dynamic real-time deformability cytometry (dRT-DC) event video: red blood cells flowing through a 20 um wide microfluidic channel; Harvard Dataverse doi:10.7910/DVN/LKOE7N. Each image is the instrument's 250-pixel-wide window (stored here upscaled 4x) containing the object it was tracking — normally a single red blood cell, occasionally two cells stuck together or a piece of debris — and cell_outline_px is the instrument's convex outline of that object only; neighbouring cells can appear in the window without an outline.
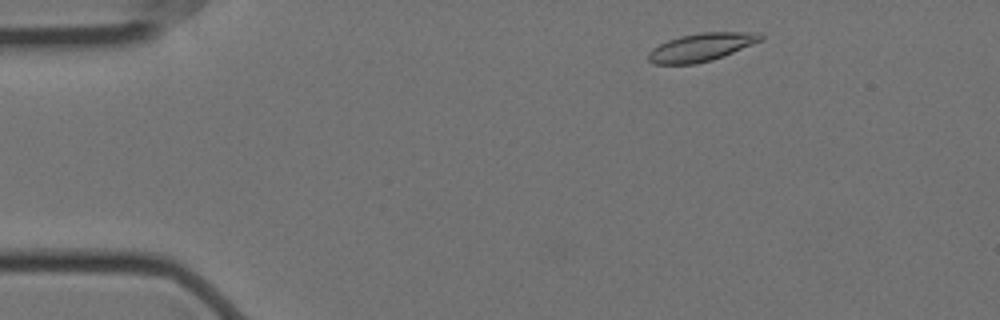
{"species": "Egyptian fruit bat (a non-hibernating species)", "species_latin": "Rousettus aegyptiacus", "temperature_condition": "cold", "stored_images_in_passage": 52, "camera_frame_rate_fps": 3000, "um_per_image_px": 0.085, "animal": {"sex": "female"}, "frame": {"image": 1, "passage_image": 3, "time_ms": 0.667, "image_size_px": [1000, 320], "cell_outline_px": [[764, 40], [724, 56], [712, 60], [696, 64], [652, 64], [648, 60], [648, 52], [652, 48], [668, 40], [680, 36], [704, 32], [760, 32], [764, 36]], "centroid_in_image_um": [59.64, 4.01], "position_along_channel_um": 25.4, "area_um2": 18.55}}
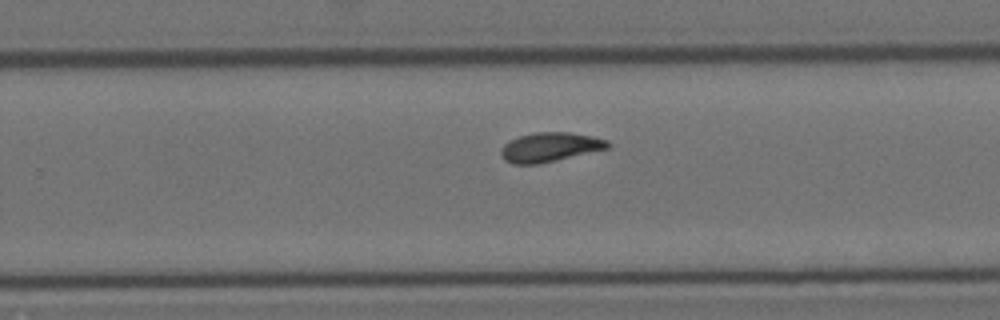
{"frame": {"image": 2, "passage_image": 31, "time_ms": 10.0, "image_size_px": [1000, 320], "cell_outline_px": [[608, 148], [540, 164], [512, 164], [504, 160], [500, 152], [500, 148], [504, 144], [520, 136], [532, 132], [572, 132], [592, 136], [608, 140]], "centroid_in_image_um": [46.71, 12.5], "position_along_channel_um": 283.1, "area_um2": 18.21}}
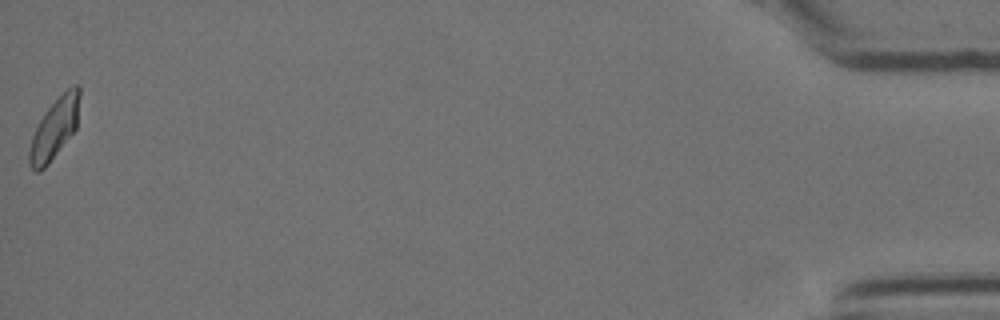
{"frame": {"image": 3, "passage_image": 52, "time_ms": 17.0, "image_size_px": [1000, 320], "cell_outline_px": [[80, 96], [76, 128], [48, 164], [40, 172], [36, 172], [28, 164], [28, 152], [32, 136], [44, 112], [72, 84], [76, 84], [80, 88]], "centroid_in_image_um": [4.62, 10.94], "position_along_channel_um": 430.6, "area_um2": 17.51}, "authors_computed_cell_mechanics": {"area_um2": 17.918, "velocity_mm_per_s": 3.491, "shape_relaxation_time_tau1_ms": 4.3856, "shape_relaxation_time_tau2_ms": 5.5095, "deformation_change_tau1": 0.1386, "deformation_change_tau2": 0.0532}}